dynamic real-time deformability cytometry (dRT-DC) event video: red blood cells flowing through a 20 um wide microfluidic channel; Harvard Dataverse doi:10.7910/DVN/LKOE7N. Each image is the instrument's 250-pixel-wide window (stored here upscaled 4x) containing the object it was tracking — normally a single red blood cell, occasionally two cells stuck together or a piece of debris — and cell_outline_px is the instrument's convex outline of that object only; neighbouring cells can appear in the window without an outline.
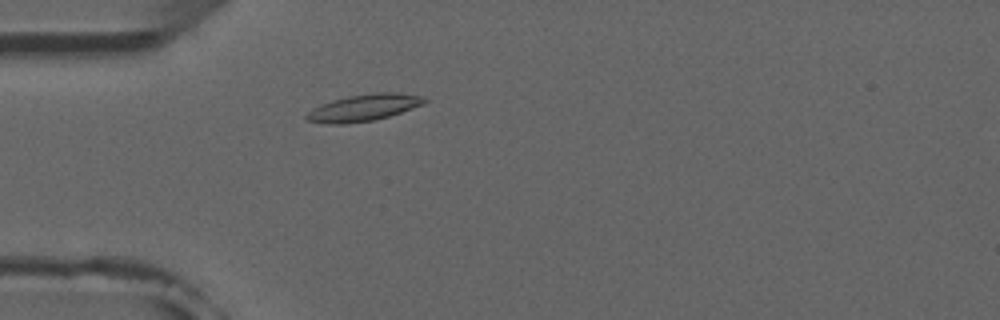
{"species": "common noctule bat (a hibernating species)", "species_latin": "Nyctalus noctula", "temperature_condition": "room temperature", "stored_images_in_passage": 3, "camera_frame_rate_fps": 3000, "um_per_image_px": 0.085, "animal": {"sex": "male", "forearm_length_mm": 52.5}, "frame": {"image": 1, "passage_image": 3, "time_ms": 2.333, "image_size_px": [1000, 320], "cell_outline_px": [[428, 100], [424, 104], [388, 116], [372, 120], [344, 124], [328, 124], [304, 120], [304, 116], [312, 108], [332, 100], [348, 96], [376, 92], [396, 92], [420, 96]], "centroid_in_image_um": [30.87, 9.15], "position_along_channel_um": 54.1, "area_um2": 18.26}}